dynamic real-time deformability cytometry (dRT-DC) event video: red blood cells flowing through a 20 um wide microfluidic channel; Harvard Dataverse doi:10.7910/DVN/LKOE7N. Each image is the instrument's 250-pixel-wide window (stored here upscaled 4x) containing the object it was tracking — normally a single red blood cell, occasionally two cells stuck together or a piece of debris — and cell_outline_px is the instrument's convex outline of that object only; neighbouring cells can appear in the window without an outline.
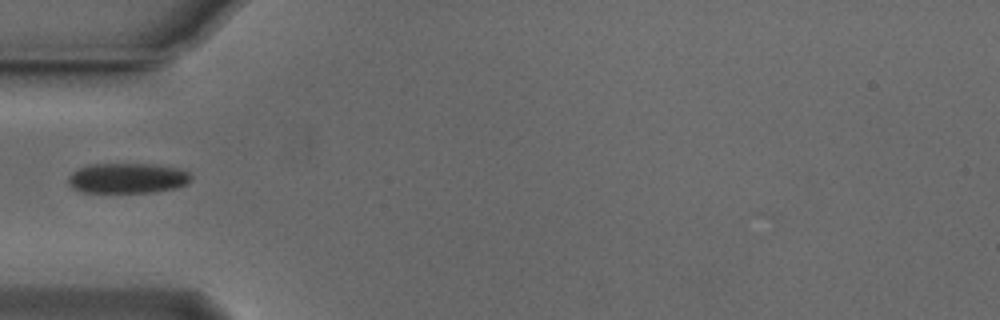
{"species": "Egyptian fruit bat (a non-hibernating species)", "species_latin": "Rousettus aegyptiacus", "temperature_condition": "cold", "stored_images_in_passage": 27, "camera_frame_rate_fps": 3000, "um_per_image_px": 0.085, "animal": {"sex": "male"}, "frame": {"image": 1, "passage_image": 1, "time_ms": 0.0, "image_size_px": [1000, 320], "cell_outline_px": [[192, 180], [188, 184], [176, 188], [156, 192], [80, 192], [72, 188], [68, 184], [68, 176], [72, 172], [88, 164], [156, 164], [180, 168], [188, 172], [192, 176]], "centroid_in_image_um": [10.86, 15.14], "position_along_channel_um": 74.1, "area_um2": 21.96}}
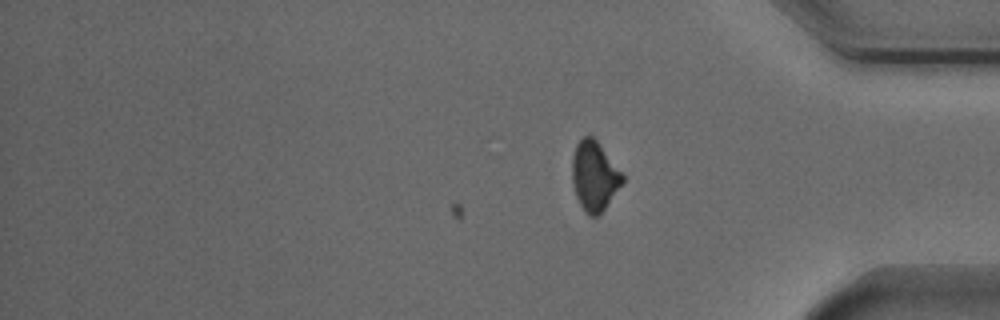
{"frame": {"image": 2, "passage_image": 27, "time_ms": 8.667, "image_size_px": [1000, 320], "cell_outline_px": [[624, 180], [600, 216], [588, 216], [584, 212], [576, 196], [572, 180], [572, 156], [576, 144], [584, 136], [592, 136], [596, 140], [624, 176]], "centroid_in_image_um": [50.5, 15.0], "position_along_channel_um": 384.7, "area_um2": 20.23}}